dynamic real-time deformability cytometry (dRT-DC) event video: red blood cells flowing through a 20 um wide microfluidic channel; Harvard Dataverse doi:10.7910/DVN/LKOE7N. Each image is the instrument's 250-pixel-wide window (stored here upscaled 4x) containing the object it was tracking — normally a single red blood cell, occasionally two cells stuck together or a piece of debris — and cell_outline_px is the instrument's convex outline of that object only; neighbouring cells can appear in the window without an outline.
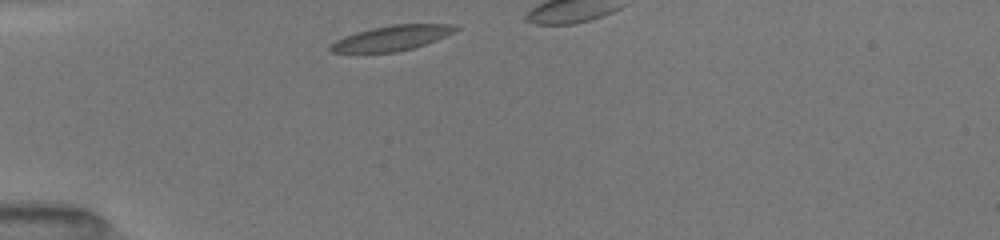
{"species": "common noctule bat (a hibernating species)", "species_latin": "Nyctalus noctula", "temperature_condition": "room temperature", "stored_images_in_passage": 13, "camera_frame_rate_fps": 3000, "um_per_image_px": 0.085, "animal": {"sex": "female", "body_mass_g": 19.5, "forearm_length_mm": 54.1}, "frame": {"image": 1, "passage_image": 1, "time_ms": 0.0, "image_size_px": [1000, 240], "cell_outline_px": [[460, 28], [456, 32], [436, 40], [412, 48], [396, 52], [328, 52], [328, 48], [336, 40], [344, 36], [356, 32], [372, 28], [392, 24], [456, 24]], "centroid_in_image_um": [33.33, 3.22], "position_along_channel_um": 51.7, "area_um2": 18.26}}
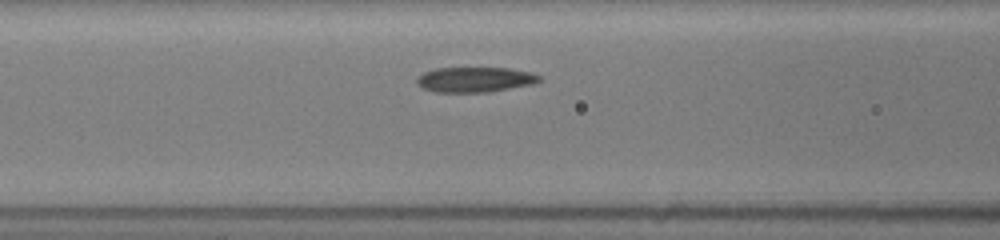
{"frame": {"image": 2, "passage_image": 8, "time_ms": 2.333, "image_size_px": [1000, 240], "cell_outline_px": [[540, 80], [532, 84], [488, 92], [436, 92], [424, 88], [416, 80], [424, 72], [436, 68], [508, 68], [532, 72], [540, 76]], "centroid_in_image_um": [40.4, 6.76], "position_along_channel_um": 126.2, "area_um2": 17.69}}
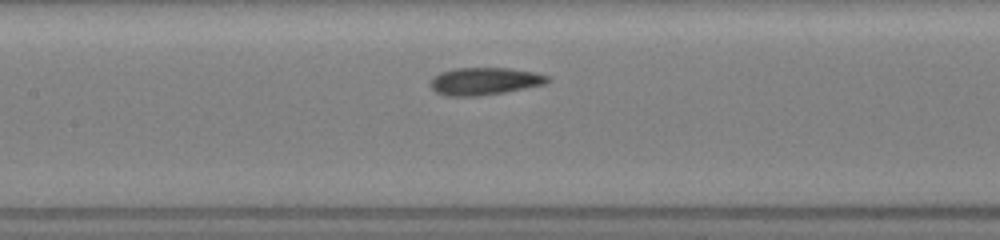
{"frame": {"image": 3, "passage_image": 11, "time_ms": 3.333, "image_size_px": [1000, 240], "cell_outline_px": [[552, 80], [544, 84], [504, 92], [476, 96], [448, 96], [436, 92], [428, 84], [440, 72], [452, 68], [512, 68], [536, 72], [548, 76]], "centroid_in_image_um": [41.2, 6.89], "position_along_channel_um": 166.2, "area_um2": 18.73}}